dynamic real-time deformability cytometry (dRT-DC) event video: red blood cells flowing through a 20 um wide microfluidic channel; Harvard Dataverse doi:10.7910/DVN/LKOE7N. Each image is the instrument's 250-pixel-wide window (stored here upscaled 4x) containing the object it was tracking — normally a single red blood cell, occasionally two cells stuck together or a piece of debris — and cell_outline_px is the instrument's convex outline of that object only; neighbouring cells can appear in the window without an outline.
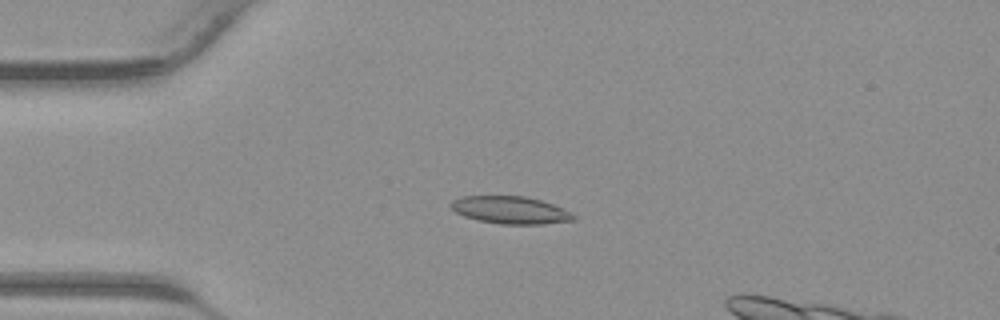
{"species": "common noctule bat (a hibernating species)", "species_latin": "Nyctalus noctula", "temperature_condition": "warm", "stored_images_in_passage": 38, "camera_frame_rate_fps": 3000, "um_per_image_px": 0.085, "animal": {"sex": "male", "body_mass_g": 23.1, "forearm_length_mm": 52.7}, "frame": {"image": 1, "passage_image": 10, "time_ms": 3.0, "image_size_px": [1000, 320], "cell_outline_px": [[576, 220], [540, 224], [500, 224], [480, 220], [464, 216], [456, 212], [448, 204], [452, 200], [460, 196], [524, 196], [540, 200], [552, 204], [572, 212], [576, 216]], "centroid_in_image_um": [43.38, 17.85], "position_along_channel_um": 41.6, "area_um2": 19.59}}
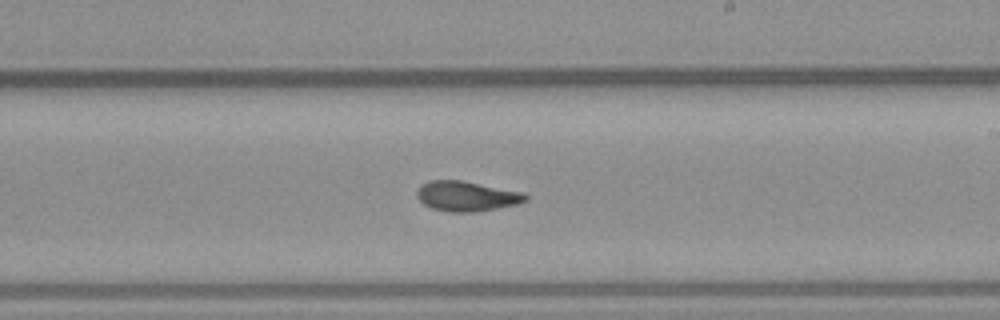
{"frame": {"image": 2, "passage_image": 24, "time_ms": 7.667, "image_size_px": [1000, 320], "cell_outline_px": [[528, 200], [516, 204], [476, 212], [452, 212], [432, 208], [424, 204], [416, 196], [416, 188], [420, 184], [428, 180], [464, 180], [520, 192], [528, 196]], "centroid_in_image_um": [39.6, 16.66], "position_along_channel_um": 249.4, "area_um2": 19.02}}
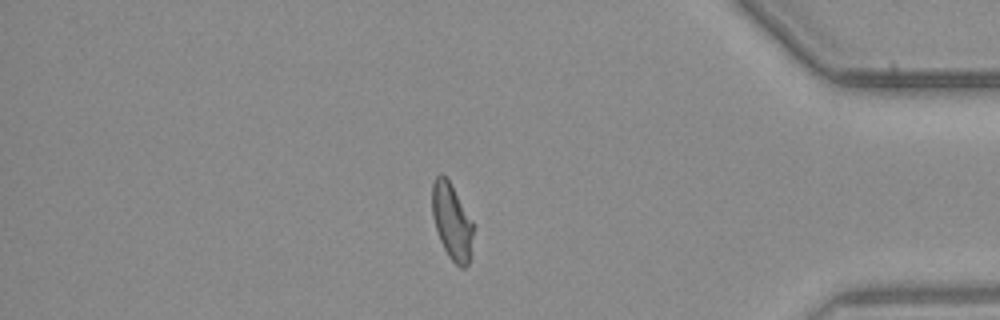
{"frame": {"image": 3, "passage_image": 35, "time_ms": 11.333, "image_size_px": [1000, 320], "cell_outline_px": [[472, 236], [468, 264], [464, 268], [460, 268], [448, 256], [440, 240], [432, 216], [432, 184], [436, 176], [440, 172], [448, 180], [472, 220]], "centroid_in_image_um": [38.38, 18.82], "position_along_channel_um": 396.8, "area_um2": 17.8}}